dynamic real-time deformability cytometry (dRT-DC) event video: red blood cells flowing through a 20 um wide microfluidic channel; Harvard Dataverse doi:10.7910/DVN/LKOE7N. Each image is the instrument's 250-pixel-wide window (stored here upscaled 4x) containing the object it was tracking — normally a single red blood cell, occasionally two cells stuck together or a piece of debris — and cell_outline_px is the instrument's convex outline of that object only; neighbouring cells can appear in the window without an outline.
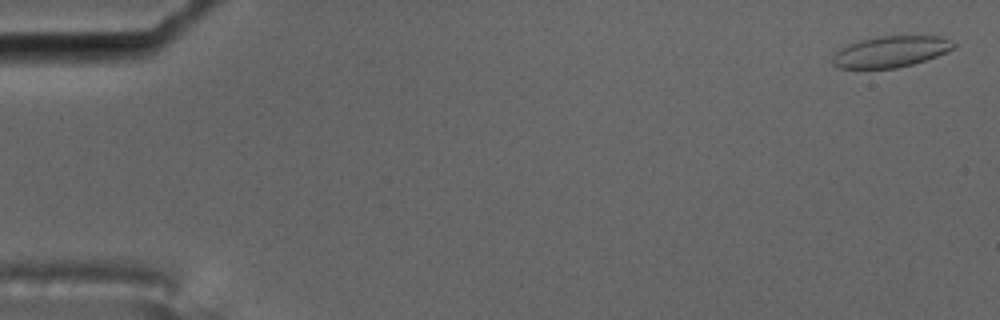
{"species": "common noctule bat (a hibernating species)", "species_latin": "Nyctalus noctula", "temperature_condition": "cold", "stored_images_in_passage": 5, "camera_frame_rate_fps": 3000, "um_per_image_px": 0.085, "animal": {"sex": "male", "body_mass_g": 17.5, "forearm_length_mm": 52.3}, "frame": {"image": 1, "passage_image": 1, "time_ms": 0.0, "image_size_px": [1000, 320], "cell_outline_px": [[956, 44], [952, 48], [936, 56], [912, 64], [896, 68], [840, 68], [832, 64], [832, 56], [840, 48], [848, 44], [860, 40], [880, 36], [944, 36], [952, 40]], "centroid_in_image_um": [75.69, 4.38], "position_along_channel_um": 9.3, "area_um2": 21.85}}